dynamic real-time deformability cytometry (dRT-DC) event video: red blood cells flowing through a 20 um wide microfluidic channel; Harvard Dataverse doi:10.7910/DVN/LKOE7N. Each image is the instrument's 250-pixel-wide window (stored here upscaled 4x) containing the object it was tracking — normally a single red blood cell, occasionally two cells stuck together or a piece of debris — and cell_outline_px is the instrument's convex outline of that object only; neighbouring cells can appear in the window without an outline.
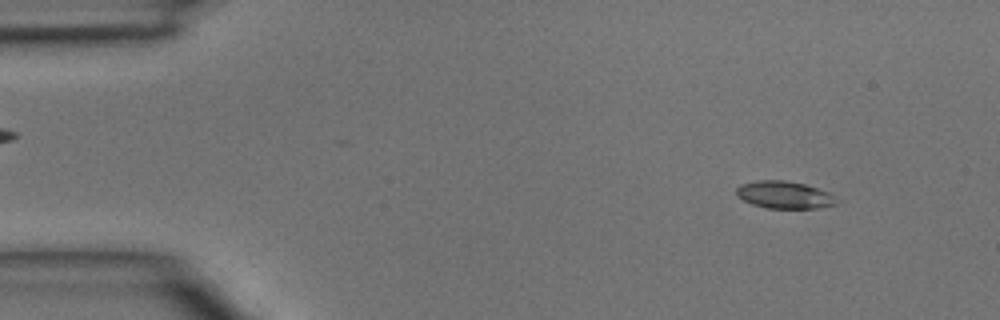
{"species": "common noctule bat (a hibernating species)", "species_latin": "Nyctalus noctula", "temperature_condition": "room temperature", "stored_images_in_passage": 3, "camera_frame_rate_fps": 3000, "um_per_image_px": 0.085, "animal": {"sex": "male", "body_mass_g": 15.6}, "frame": {"image": 1, "passage_image": 1, "time_ms": 0.0, "image_size_px": [1000, 320], "cell_outline_px": [[836, 204], [820, 208], [768, 208], [752, 204], [736, 196], [736, 188], [740, 184], [756, 180], [784, 180], [804, 184], [828, 192], [832, 196]], "centroid_in_image_um": [66.6, 16.56], "position_along_channel_um": 18.4, "area_um2": 15.78}}